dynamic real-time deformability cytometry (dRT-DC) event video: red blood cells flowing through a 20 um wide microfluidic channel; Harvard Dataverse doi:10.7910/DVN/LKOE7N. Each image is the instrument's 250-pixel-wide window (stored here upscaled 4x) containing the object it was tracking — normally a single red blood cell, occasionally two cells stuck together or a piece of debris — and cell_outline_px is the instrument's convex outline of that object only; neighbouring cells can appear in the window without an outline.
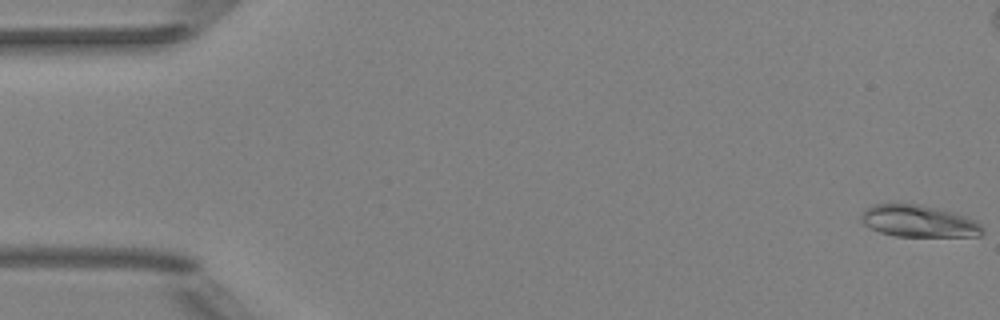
{"species": "Egyptian fruit bat (a non-hibernating species)", "species_latin": "Rousettus aegyptiacus", "temperature_condition": "room temperature", "stored_images_in_passage": 6, "camera_frame_rate_fps": 3000, "um_per_image_px": 0.085, "animal": {"sex": "female"}, "frame": {"image": 1, "passage_image": 1, "time_ms": 0.0, "image_size_px": [1000, 320], "cell_outline_px": [[984, 232], [980, 236], [896, 236], [880, 232], [864, 224], [860, 220], [860, 216], [864, 208], [872, 204], [920, 204], [956, 212], [976, 220], [980, 224]], "centroid_in_image_um": [78.09, 18.79], "position_along_channel_um": 6.9, "area_um2": 22.72}}
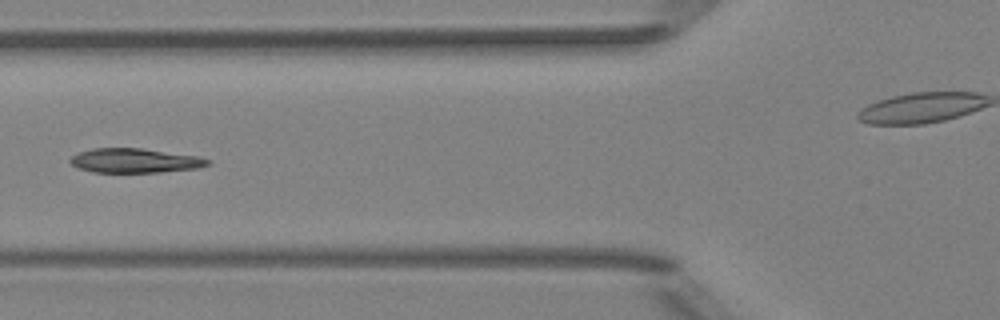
{"frame": {"image": 2, "passage_image": 6, "time_ms": 6.667, "image_size_px": [1000, 320], "cell_outline_px": [[212, 164], [200, 168], [160, 172], [92, 172], [80, 168], [72, 164], [68, 160], [76, 152], [92, 148], [140, 148], [200, 156], [212, 160]], "centroid_in_image_um": [11.51, 13.65], "position_along_channel_um": 114.3, "area_um2": 19.77}}